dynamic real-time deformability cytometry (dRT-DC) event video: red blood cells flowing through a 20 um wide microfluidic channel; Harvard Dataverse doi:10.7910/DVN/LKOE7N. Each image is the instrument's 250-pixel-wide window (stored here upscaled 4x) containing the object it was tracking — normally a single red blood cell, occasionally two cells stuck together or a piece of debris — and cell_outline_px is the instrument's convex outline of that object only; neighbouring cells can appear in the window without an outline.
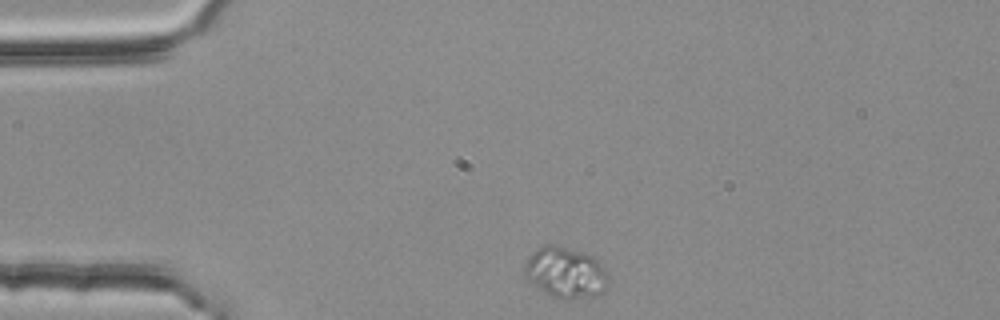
{"species": "common noctule bat (a hibernating species)", "species_latin": "Nyctalus noctula", "temperature_condition": "room temperature", "stored_images_in_passage": 36, "camera_frame_rate_fps": 3000, "um_per_image_px": 0.085, "animal": {"sex": "female", "body_mass_g": 25.1}, "frame": {"image": 1, "passage_image": 1, "time_ms": 0.0, "image_size_px": [1000, 320], "cell_outline_px": [[612, 280], [608, 288], [604, 292], [596, 296], [568, 300], [564, 300], [548, 296], [528, 280], [524, 272], [524, 264], [528, 256], [532, 252], [544, 244], [556, 244], [592, 256], [608, 272]], "centroid_in_image_um": [48.1, 23.2], "position_along_channel_um": 36.9, "area_um2": 25.55}}